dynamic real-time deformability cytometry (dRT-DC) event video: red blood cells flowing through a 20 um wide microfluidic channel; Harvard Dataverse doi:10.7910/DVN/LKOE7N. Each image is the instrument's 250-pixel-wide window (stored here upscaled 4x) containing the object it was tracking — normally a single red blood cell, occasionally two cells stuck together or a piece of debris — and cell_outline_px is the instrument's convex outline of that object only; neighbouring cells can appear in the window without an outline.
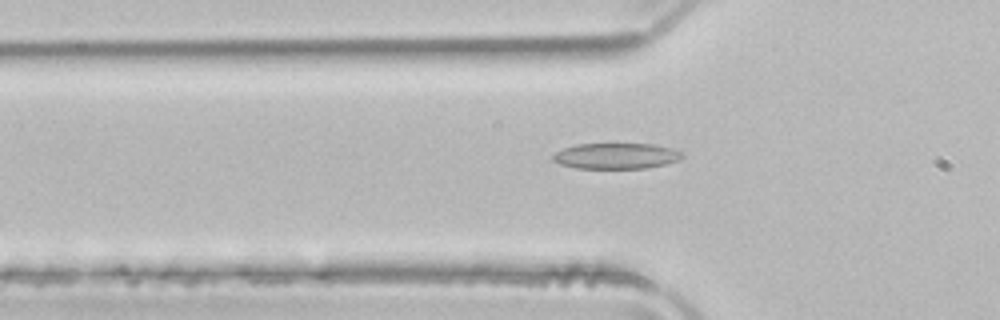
{"species": "common noctule bat (a hibernating species)", "species_latin": "Nyctalus noctula", "temperature_condition": "room temperature", "stored_images_in_passage": 37, "camera_frame_rate_fps": 3000, "um_per_image_px": 0.085, "animal": {"sex": "male", "body_mass_g": 21.5, "forearm_length_mm": 52.0}, "frame": {"image": 1, "passage_image": 2, "time_ms": 0.333, "image_size_px": [1000, 320], "cell_outline_px": [[684, 156], [680, 160], [664, 164], [644, 168], [576, 168], [560, 164], [552, 160], [552, 156], [556, 152], [564, 148], [576, 144], [656, 144], [672, 148], [684, 152]], "centroid_in_image_um": [52.4, 13.25], "position_along_channel_um": 73.4, "area_um2": 19.48}}
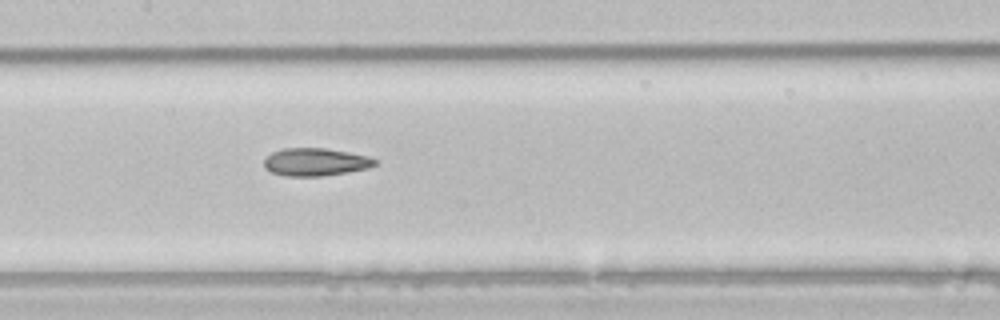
{"frame": {"image": 2, "passage_image": 10, "time_ms": 3.0, "image_size_px": [1000, 320], "cell_outline_px": [[376, 164], [368, 168], [348, 172], [320, 176], [288, 176], [272, 172], [264, 168], [264, 160], [272, 152], [284, 148], [324, 148], [348, 152], [368, 156], [376, 160]], "centroid_in_image_um": [26.81, 13.77], "position_along_channel_um": 180.6, "area_um2": 17.8}}
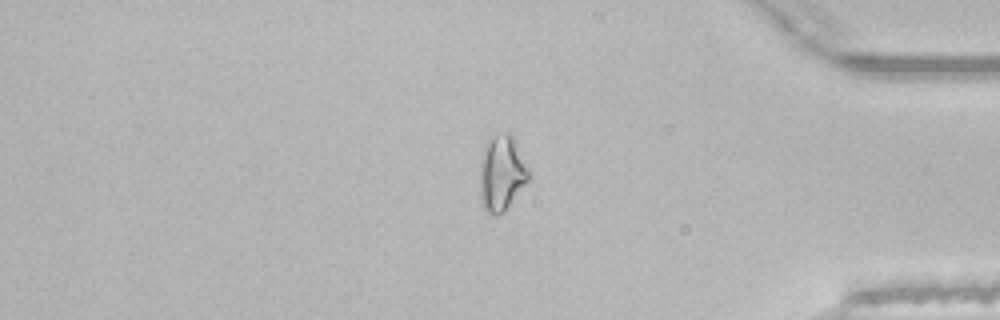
{"frame": {"image": 3, "passage_image": 28, "time_ms": 9.0, "image_size_px": [1000, 320], "cell_outline_px": [[532, 176], [504, 212], [496, 216], [488, 216], [484, 208], [480, 196], [480, 164], [488, 136], [504, 132], [508, 132], [512, 136]], "centroid_in_image_um": [42.63, 14.74], "position_along_channel_um": 392.6, "area_um2": 21.68}}